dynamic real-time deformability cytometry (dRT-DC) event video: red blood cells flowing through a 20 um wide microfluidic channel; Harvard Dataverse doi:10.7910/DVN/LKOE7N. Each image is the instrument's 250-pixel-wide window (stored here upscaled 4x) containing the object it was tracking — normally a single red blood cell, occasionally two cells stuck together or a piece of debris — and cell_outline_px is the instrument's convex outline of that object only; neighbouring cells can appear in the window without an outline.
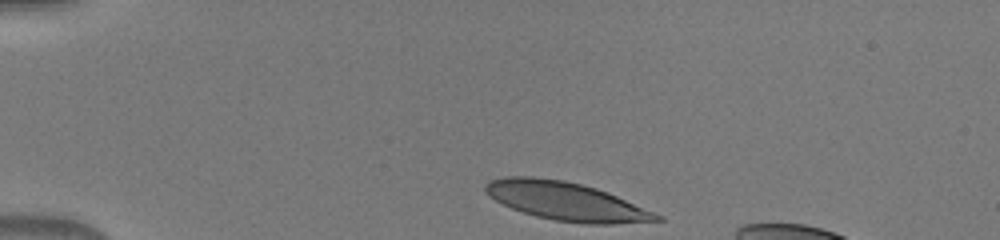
{"species": "human", "species_latin": "Homo sapiens", "temperature_condition": "warm", "stored_images_in_passage": 35, "camera_frame_rate_fps": 3000, "um_per_image_px": 0.085, "donor": {"sex": "male"}, "frame": {"image": 1, "passage_image": 1, "time_ms": 0.0, "image_size_px": [1000, 240], "cell_outline_px": [[664, 220], [612, 224], [584, 224], [556, 220], [536, 216], [512, 208], [488, 196], [484, 192], [484, 184], [488, 180], [504, 176], [532, 176], [564, 180], [596, 188], [608, 192], [664, 216]], "centroid_in_image_um": [48.1, 17.09], "position_along_channel_um": 36.9, "area_um2": 38.38}}
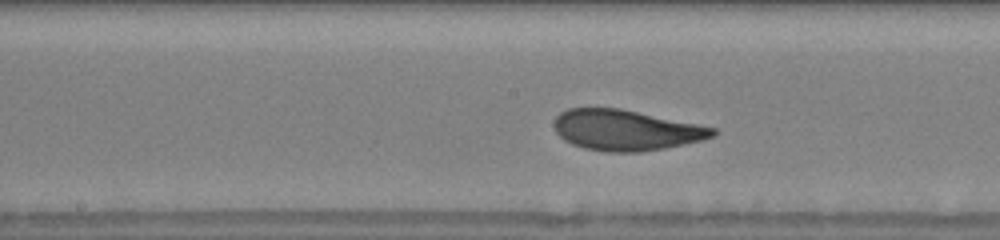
{"frame": {"image": 2, "passage_image": 17, "time_ms": 5.333, "image_size_px": [1000, 240], "cell_outline_px": [[716, 136], [684, 144], [664, 148], [640, 152], [608, 152], [584, 148], [572, 144], [564, 140], [556, 132], [556, 116], [560, 112], [568, 108], [620, 108], [716, 128]], "centroid_in_image_um": [53.2, 11.06], "position_along_channel_um": 195.0, "area_um2": 37.28}}
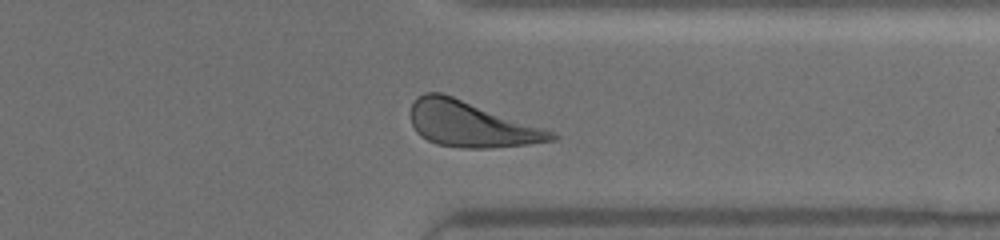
{"frame": {"image": 3, "passage_image": 30, "time_ms": 9.667, "image_size_px": [1000, 240], "cell_outline_px": [[560, 136], [556, 140], [524, 144], [488, 148], [460, 148], [436, 144], [420, 136], [416, 132], [412, 124], [412, 104], [416, 96], [424, 92], [440, 92], [452, 96], [544, 128]], "centroid_in_image_um": [40.0, 10.56], "position_along_channel_um": 371.4, "area_um2": 36.99}}